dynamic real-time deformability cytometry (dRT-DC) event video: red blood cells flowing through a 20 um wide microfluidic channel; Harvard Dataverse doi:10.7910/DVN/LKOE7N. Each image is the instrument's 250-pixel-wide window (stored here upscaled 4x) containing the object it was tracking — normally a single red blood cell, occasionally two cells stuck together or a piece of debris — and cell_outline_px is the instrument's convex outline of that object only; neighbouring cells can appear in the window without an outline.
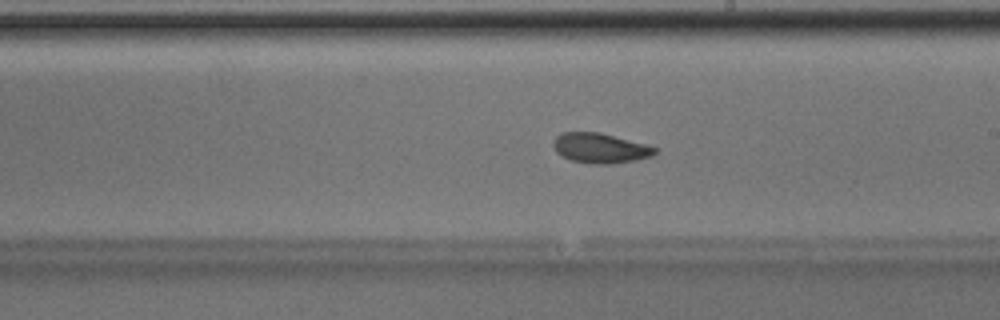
{"species": "Egyptian fruit bat (a non-hibernating species)", "species_latin": "Rousettus aegyptiacus", "temperature_condition": "room temperature", "stored_images_in_passage": 51, "camera_frame_rate_fps": 3000, "um_per_image_px": 0.085, "animal": {"sex": "male"}, "frame": {"image": 1, "passage_image": 30, "time_ms": 9.667, "image_size_px": [1000, 320], "cell_outline_px": [[660, 148], [652, 156], [636, 160], [612, 164], [588, 164], [572, 160], [556, 152], [552, 144], [556, 136], [560, 132], [600, 132]], "centroid_in_image_um": [51.03, 12.59], "position_along_channel_um": 238.0, "area_um2": 17.86}, "authors_computed_cell_mechanics": {"area_um2": 17.9758, "velocity_mm_per_s": 4.0045, "shape_relaxation_time_tau1_ms": 6.752, "shape_relaxation_time_tau2_ms": 5.6408, "deformation_change_tau1": 0.1403, "deformation_change_tau2": 0.104}}